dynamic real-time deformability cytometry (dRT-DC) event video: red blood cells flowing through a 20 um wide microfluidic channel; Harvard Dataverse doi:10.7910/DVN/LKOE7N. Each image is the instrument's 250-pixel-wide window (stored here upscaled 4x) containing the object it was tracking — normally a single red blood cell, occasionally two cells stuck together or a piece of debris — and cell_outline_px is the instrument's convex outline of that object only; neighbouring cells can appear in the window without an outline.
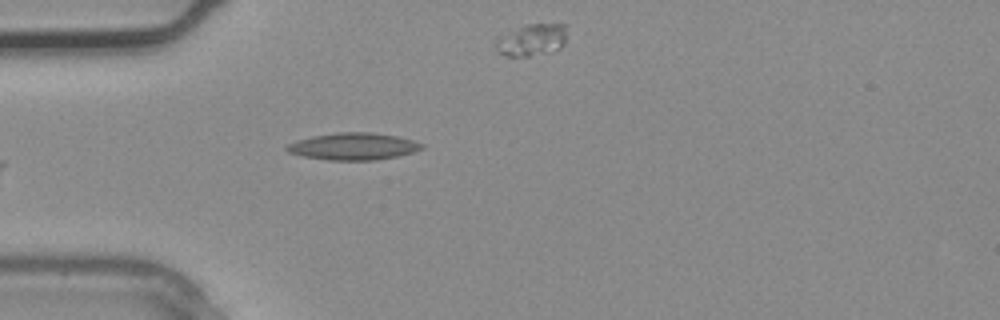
{"species": "common noctule bat (a hibernating species)", "species_latin": "Nyctalus noctula", "temperature_condition": "warm", "stored_images_in_passage": 4, "camera_frame_rate_fps": 3000, "um_per_image_px": 0.085, "animal": {"sex": "male", "body_mass_g": 20.4}, "frame": {"image": 1, "passage_image": 3, "time_ms": 0.667, "image_size_px": [1000, 320], "cell_outline_px": [[424, 148], [412, 152], [396, 156], [376, 160], [328, 160], [304, 156], [288, 152], [284, 148], [288, 144], [296, 140], [312, 136], [336, 132], [372, 132], [396, 136], [412, 140], [424, 144]], "centroid_in_image_um": [30.02, 12.43], "position_along_channel_um": 55.0, "area_um2": 21.21}}